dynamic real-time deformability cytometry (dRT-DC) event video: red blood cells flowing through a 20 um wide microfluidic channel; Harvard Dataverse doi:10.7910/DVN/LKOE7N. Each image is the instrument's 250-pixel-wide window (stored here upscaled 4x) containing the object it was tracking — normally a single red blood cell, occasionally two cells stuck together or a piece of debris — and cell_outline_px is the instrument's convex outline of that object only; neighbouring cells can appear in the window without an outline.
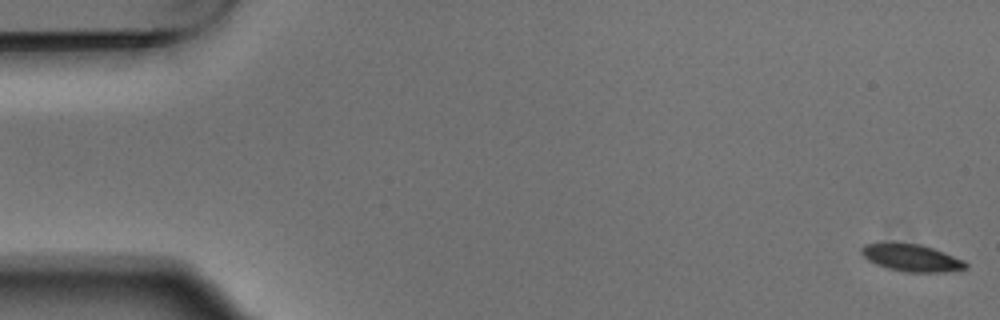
{"species": "Egyptian fruit bat (a non-hibernating species)", "species_latin": "Rousettus aegyptiacus", "temperature_condition": "warm", "stored_images_in_passage": 5, "segment_of_instrument_passage": [2, 2], "camera_frame_rate_fps": 3000, "um_per_image_px": 0.085, "animal": {"sex": "male"}, "frame": {"image": 1, "passage_image": 5, "time_ms": 1.333, "image_size_px": [1000, 320], "cell_outline_px": [[968, 268], [960, 272], [904, 272], [888, 268], [876, 264], [868, 260], [860, 252], [860, 248], [864, 244], [892, 240], [896, 240], [920, 244], [944, 252], [964, 260], [968, 264]], "centroid_in_image_um": [77.48, 21.88], "position_along_channel_um": 7.5, "area_um2": 17.34}}